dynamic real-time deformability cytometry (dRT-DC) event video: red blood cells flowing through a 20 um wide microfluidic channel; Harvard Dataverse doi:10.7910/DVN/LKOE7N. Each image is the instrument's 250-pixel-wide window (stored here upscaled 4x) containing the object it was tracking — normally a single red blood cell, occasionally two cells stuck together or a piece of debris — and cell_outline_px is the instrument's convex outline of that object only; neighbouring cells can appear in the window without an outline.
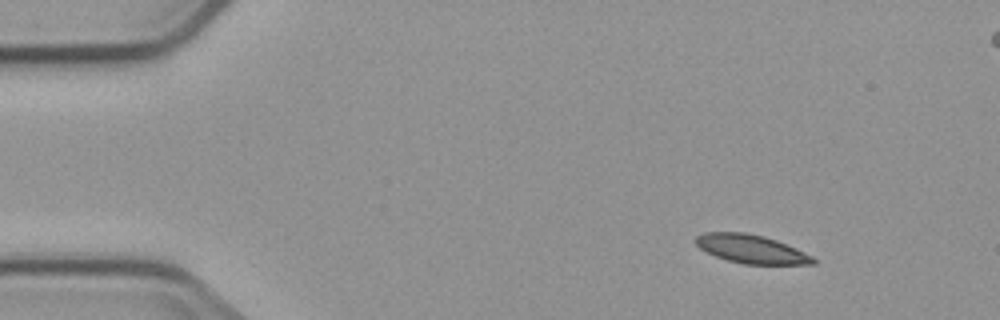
{"species": "common noctule bat (a hibernating species)", "species_latin": "Nyctalus noctula", "temperature_condition": "cold", "stored_images_in_passage": 6, "camera_frame_rate_fps": 3000, "um_per_image_px": 0.085, "animal": {"sex": "male", "body_mass_g": 23.1, "forearm_length_mm": 52.7}, "frame": {"image": 1, "passage_image": 1, "time_ms": 0.0, "image_size_px": [1000, 320], "cell_outline_px": [[816, 264], [744, 264], [728, 260], [716, 256], [700, 248], [696, 244], [696, 236], [704, 232], [744, 232], [764, 236], [776, 240], [796, 248], [812, 256], [816, 260]], "centroid_in_image_um": [63.87, 21.16], "position_along_channel_um": 21.1, "area_um2": 19.36}}
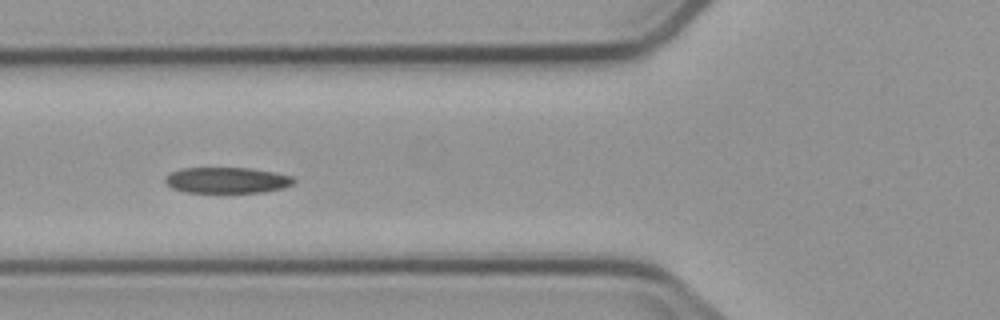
{"frame": {"image": 2, "passage_image": 5, "time_ms": 4.667, "image_size_px": [1000, 320], "cell_outline_px": [[296, 180], [292, 184], [284, 188], [264, 192], [184, 192], [172, 188], [164, 180], [172, 172], [180, 168], [248, 168], [272, 172], [292, 176]], "centroid_in_image_um": [19.31, 15.32], "position_along_channel_um": 106.5, "area_um2": 19.25}}
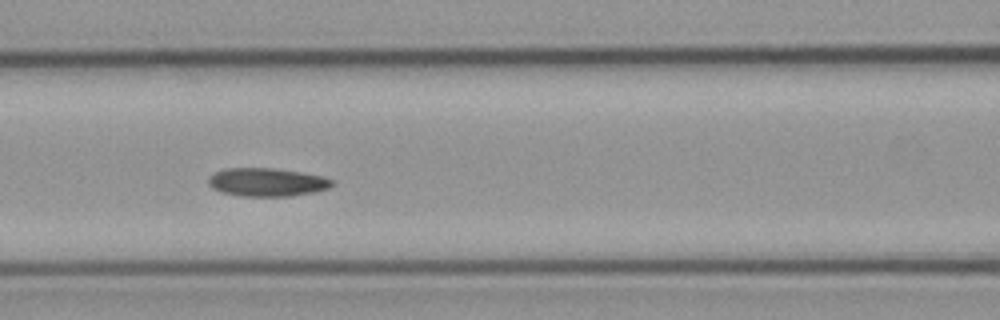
{"frame": {"image": 3, "passage_image": 6, "time_ms": 5.667, "image_size_px": [1000, 320], "cell_outline_px": [[336, 184], [328, 188], [316, 192], [292, 196], [240, 196], [224, 192], [212, 188], [208, 184], [208, 180], [216, 172], [228, 168], [272, 168], [300, 172], [324, 176], [332, 180]], "centroid_in_image_um": [22.75, 15.49], "position_along_channel_um": 143.8, "area_um2": 20.35}}